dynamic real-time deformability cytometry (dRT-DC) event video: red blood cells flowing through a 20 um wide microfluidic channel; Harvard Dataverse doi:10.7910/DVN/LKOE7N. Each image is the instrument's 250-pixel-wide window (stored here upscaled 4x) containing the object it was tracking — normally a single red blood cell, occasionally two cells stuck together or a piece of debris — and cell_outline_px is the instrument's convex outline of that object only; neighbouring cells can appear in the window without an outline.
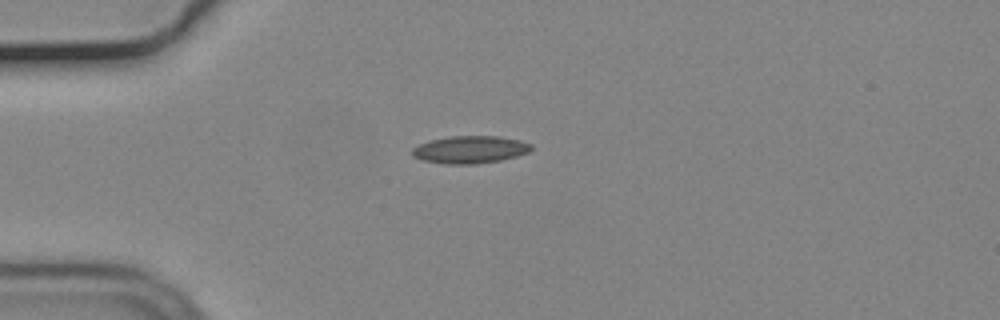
{"species": "common noctule bat (a hibernating species)", "species_latin": "Nyctalus noctula", "temperature_condition": "cold", "stored_images_in_passage": 4, "camera_frame_rate_fps": 3000, "um_per_image_px": 0.085, "animal": {"sex": "male", "body_mass_g": 19.2, "forearm_length_mm": 51.8}, "frame": {"image": 1, "passage_image": 1, "time_ms": 0.0, "image_size_px": [1000, 320], "cell_outline_px": [[532, 148], [528, 152], [516, 156], [500, 160], [476, 164], [444, 164], [424, 160], [412, 156], [412, 148], [428, 140], [448, 136], [496, 136], [520, 140], [532, 144]], "centroid_in_image_um": [39.93, 12.71], "position_along_channel_um": 45.1, "area_um2": 19.07}}